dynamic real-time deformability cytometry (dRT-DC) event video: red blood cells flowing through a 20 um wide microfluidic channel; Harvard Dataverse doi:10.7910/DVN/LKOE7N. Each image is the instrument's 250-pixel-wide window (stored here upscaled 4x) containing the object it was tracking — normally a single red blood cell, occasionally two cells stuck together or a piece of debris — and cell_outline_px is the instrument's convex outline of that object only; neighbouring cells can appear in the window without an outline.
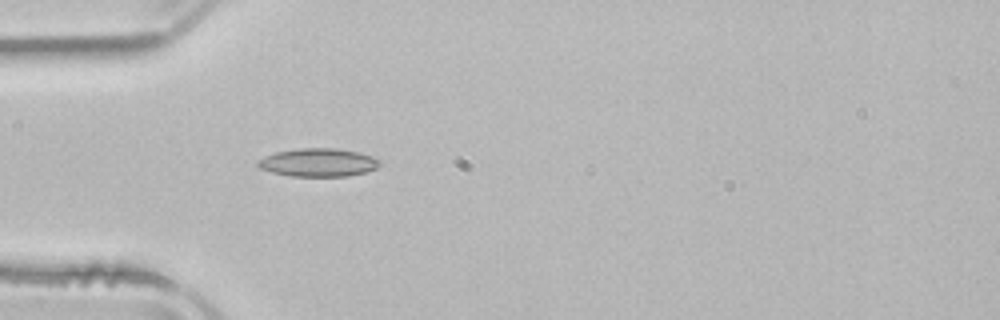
{"species": "common noctule bat (a hibernating species)", "species_latin": "Nyctalus noctula", "temperature_condition": "room temperature", "stored_images_in_passage": 3, "camera_frame_rate_fps": 3000, "um_per_image_px": 0.085, "animal": {"sex": "male", "body_mass_g": 21.5, "forearm_length_mm": 52.0}, "frame": {"image": 1, "passage_image": 3, "time_ms": 3.333, "image_size_px": [1000, 320], "cell_outline_px": [[380, 164], [376, 168], [364, 172], [348, 176], [292, 176], [272, 172], [260, 168], [256, 164], [256, 160], [264, 156], [276, 152], [300, 148], [336, 148], [360, 152], [372, 156], [380, 160]], "centroid_in_image_um": [27.04, 13.8], "position_along_channel_um": 58.0, "area_um2": 20.06}}